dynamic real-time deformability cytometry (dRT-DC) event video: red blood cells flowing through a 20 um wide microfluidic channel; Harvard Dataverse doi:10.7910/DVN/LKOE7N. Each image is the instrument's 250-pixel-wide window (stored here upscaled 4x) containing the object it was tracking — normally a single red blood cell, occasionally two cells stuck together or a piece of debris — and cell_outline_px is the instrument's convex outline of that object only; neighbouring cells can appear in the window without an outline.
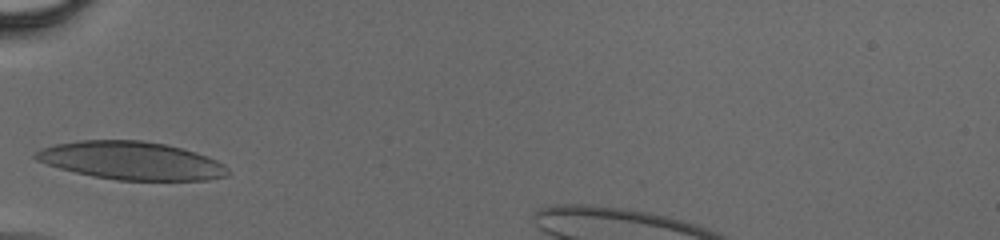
{"species": "human", "species_latin": "Homo sapiens", "temperature_condition": "cold", "stored_images_in_passage": 26, "camera_frame_rate_fps": 3000, "um_per_image_px": 0.085, "donor": {"sex": "male"}, "frame": {"image": 1, "passage_image": 1, "time_ms": 0.0, "image_size_px": [1000, 240], "cell_outline_px": [[228, 176], [208, 180], [116, 180], [92, 176], [60, 168], [36, 160], [32, 156], [36, 152], [44, 148], [56, 144], [80, 140], [140, 140], [164, 144], [196, 152], [216, 160], [224, 164], [228, 168]], "centroid_in_image_um": [11.18, 13.66], "position_along_channel_um": 73.8, "area_um2": 42.37}}